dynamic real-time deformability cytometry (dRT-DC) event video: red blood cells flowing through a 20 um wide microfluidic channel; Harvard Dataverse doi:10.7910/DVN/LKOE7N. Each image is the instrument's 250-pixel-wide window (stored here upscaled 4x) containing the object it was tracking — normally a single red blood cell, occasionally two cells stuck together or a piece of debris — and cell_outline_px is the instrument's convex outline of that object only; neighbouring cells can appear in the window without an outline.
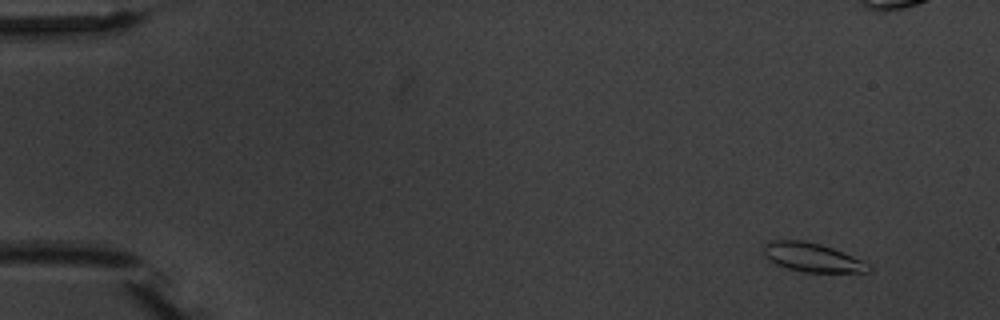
{"species": "common noctule bat (a hibernating species)", "species_latin": "Nyctalus noctula", "temperature_condition": "warm", "stored_images_in_passage": 5, "camera_frame_rate_fps": 3000, "um_per_image_px": 0.085, "animal": {"sex": "male", "body_mass_g": 20.1, "forearm_length_mm": 53.5}, "frame": {"image": 1, "passage_image": 1, "time_ms": 0.0, "image_size_px": [1000, 320], "cell_outline_px": [[872, 268], [868, 272], [804, 272], [788, 268], [776, 264], [768, 260], [764, 252], [764, 244], [772, 240], [800, 240], [820, 244], [832, 248], [852, 256], [868, 264]], "centroid_in_image_um": [69.01, 21.88], "position_along_channel_um": 16.0, "area_um2": 17.4}}